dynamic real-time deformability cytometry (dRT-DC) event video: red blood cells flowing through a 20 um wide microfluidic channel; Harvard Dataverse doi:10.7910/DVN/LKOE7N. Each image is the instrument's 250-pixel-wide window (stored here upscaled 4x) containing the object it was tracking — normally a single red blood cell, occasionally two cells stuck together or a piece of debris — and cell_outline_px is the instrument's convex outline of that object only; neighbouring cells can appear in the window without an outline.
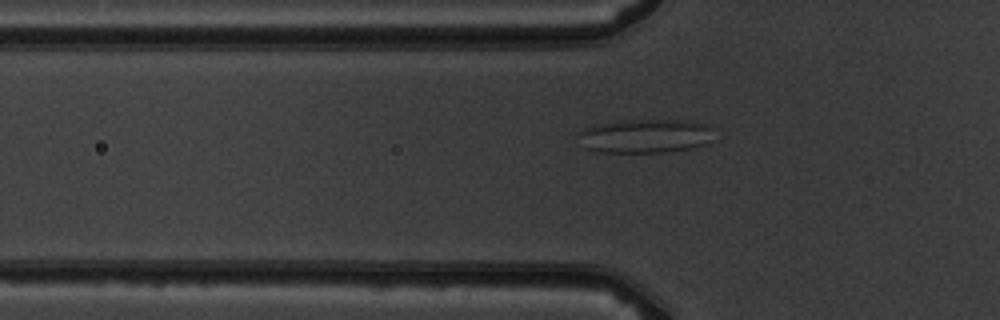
{"species": "common noctule bat (a hibernating species)", "species_latin": "Nyctalus noctula", "temperature_condition": "warm", "stored_images_in_passage": 5, "segment_of_instrument_passage": [2, 2], "camera_frame_rate_fps": 3000, "um_per_image_px": 0.085, "animal": {"sex": "male", "body_mass_g": 19.5, "forearm_length_mm": 54.6}, "frame": {"image": 1, "passage_image": 5, "time_ms": 5.0, "image_size_px": [1000, 320], "cell_outline_px": [[712, 140], [704, 144], [692, 148], [664, 152], [596, 152], [584, 148], [580, 132], [584, 128], [596, 124], [632, 120], [692, 120], [708, 124], [712, 128]], "centroid_in_image_um": [54.9, 11.56], "position_along_channel_um": 70.9, "area_um2": 26.76}}